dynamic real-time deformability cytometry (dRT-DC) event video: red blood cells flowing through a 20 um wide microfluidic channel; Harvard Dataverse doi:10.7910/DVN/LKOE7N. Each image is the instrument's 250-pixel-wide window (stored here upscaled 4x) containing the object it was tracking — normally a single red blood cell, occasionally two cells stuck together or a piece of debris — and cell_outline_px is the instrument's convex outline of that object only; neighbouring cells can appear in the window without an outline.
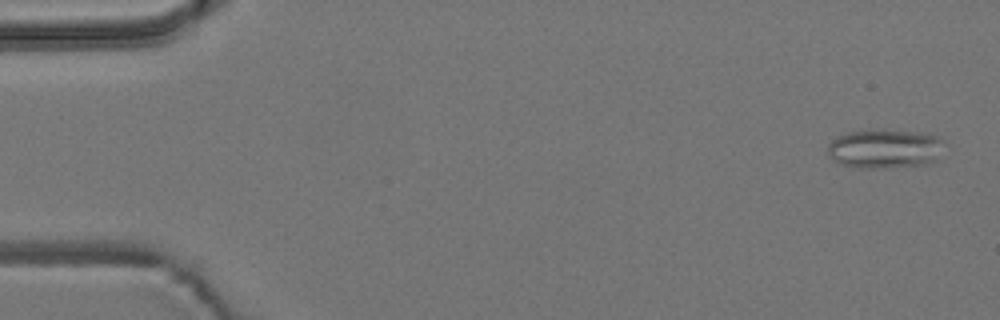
{"species": "common noctule bat (a hibernating species)", "species_latin": "Nyctalus noctula", "temperature_condition": "room temperature", "stored_images_in_passage": 5, "camera_frame_rate_fps": 3000, "um_per_image_px": 0.085, "animal": {"sex": "male", "body_mass_g": 19.2, "forearm_length_mm": 51.8}, "frame": {"image": 1, "passage_image": 1, "time_ms": 0.0, "image_size_px": [1000, 320], "cell_outline_px": [[944, 140], [940, 160], [924, 164], [884, 168], [856, 168], [840, 164], [832, 160], [828, 156], [828, 144], [832, 140], [848, 132], [920, 132], [936, 136]], "centroid_in_image_um": [75.23, 12.69], "position_along_channel_um": 9.8, "area_um2": 26.18}}